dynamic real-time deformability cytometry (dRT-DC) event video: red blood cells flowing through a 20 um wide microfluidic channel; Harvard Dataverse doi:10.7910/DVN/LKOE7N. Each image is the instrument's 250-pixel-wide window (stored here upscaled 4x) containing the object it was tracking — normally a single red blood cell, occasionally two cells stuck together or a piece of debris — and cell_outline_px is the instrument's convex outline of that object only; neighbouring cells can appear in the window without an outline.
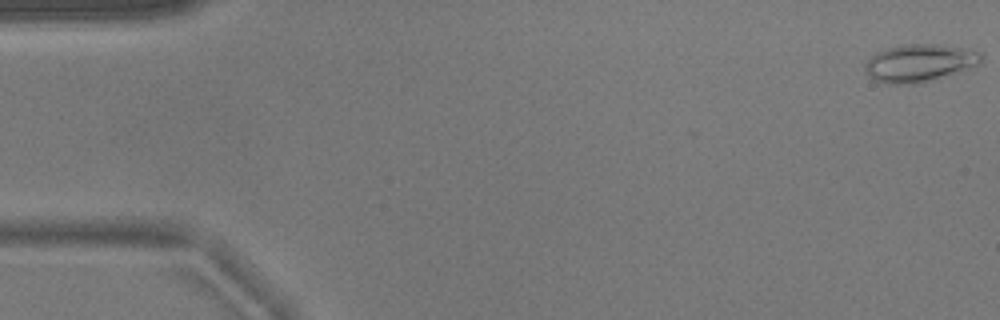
{"species": "common noctule bat (a hibernating species)", "species_latin": "Nyctalus noctula", "temperature_condition": "warm", "stored_images_in_passage": 19, "camera_frame_rate_fps": 3000, "um_per_image_px": 0.085, "animal": {"sex": "male", "body_mass_g": 17.9}, "frame": {"image": 1, "passage_image": 1, "time_ms": 0.0, "image_size_px": [1000, 320], "cell_outline_px": [[984, 56], [980, 64], [920, 84], [892, 84], [876, 80], [864, 72], [864, 64], [876, 52], [900, 44], [940, 44], [968, 48], [980, 52]], "centroid_in_image_um": [78.17, 5.34], "position_along_channel_um": 6.8, "area_um2": 25.61}}